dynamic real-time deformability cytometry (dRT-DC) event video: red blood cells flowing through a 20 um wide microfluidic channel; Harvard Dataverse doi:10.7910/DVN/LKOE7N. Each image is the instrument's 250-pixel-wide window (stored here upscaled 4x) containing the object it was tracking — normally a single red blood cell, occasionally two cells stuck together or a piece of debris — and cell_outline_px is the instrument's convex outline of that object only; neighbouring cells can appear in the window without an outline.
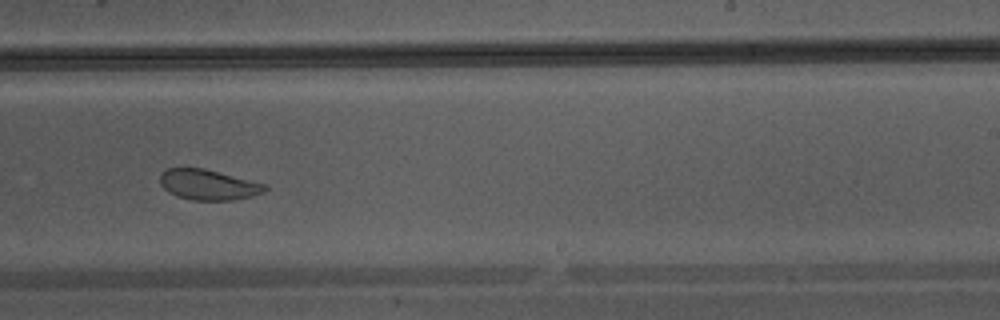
{"species": "Egyptian fruit bat (a non-hibernating species)", "species_latin": "Rousettus aegyptiacus", "temperature_condition": "warm", "stored_images_in_passage": 40, "camera_frame_rate_fps": 3000, "um_per_image_px": 0.085, "animal": {"sex": "male"}, "frame": {"image": 1, "passage_image": 23, "time_ms": 7.333, "image_size_px": [1000, 320], "cell_outline_px": [[268, 188], [264, 192], [252, 196], [232, 200], [192, 200], [176, 196], [168, 192], [160, 184], [160, 176], [168, 168], [204, 168], [268, 184]], "centroid_in_image_um": [17.74, 15.7], "position_along_channel_um": 271.3, "area_um2": 18.67}}